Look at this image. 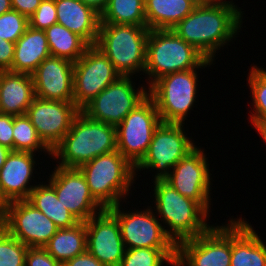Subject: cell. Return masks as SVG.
Masks as SVG:
<instances>
[{
  "label": "cell",
  "mask_w": 266,
  "mask_h": 266,
  "mask_svg": "<svg viewBox=\"0 0 266 266\" xmlns=\"http://www.w3.org/2000/svg\"><path fill=\"white\" fill-rule=\"evenodd\" d=\"M250 123L266 144V120H250Z\"/></svg>",
  "instance_id": "obj_42"
},
{
  "label": "cell",
  "mask_w": 266,
  "mask_h": 266,
  "mask_svg": "<svg viewBox=\"0 0 266 266\" xmlns=\"http://www.w3.org/2000/svg\"><path fill=\"white\" fill-rule=\"evenodd\" d=\"M46 180L56 192L57 199L79 222L105 210L92 196L86 179L78 168L55 165Z\"/></svg>",
  "instance_id": "obj_16"
},
{
  "label": "cell",
  "mask_w": 266,
  "mask_h": 266,
  "mask_svg": "<svg viewBox=\"0 0 266 266\" xmlns=\"http://www.w3.org/2000/svg\"><path fill=\"white\" fill-rule=\"evenodd\" d=\"M100 23L147 26L144 0H109Z\"/></svg>",
  "instance_id": "obj_29"
},
{
  "label": "cell",
  "mask_w": 266,
  "mask_h": 266,
  "mask_svg": "<svg viewBox=\"0 0 266 266\" xmlns=\"http://www.w3.org/2000/svg\"><path fill=\"white\" fill-rule=\"evenodd\" d=\"M230 266H266V244L244 218H231Z\"/></svg>",
  "instance_id": "obj_21"
},
{
  "label": "cell",
  "mask_w": 266,
  "mask_h": 266,
  "mask_svg": "<svg viewBox=\"0 0 266 266\" xmlns=\"http://www.w3.org/2000/svg\"><path fill=\"white\" fill-rule=\"evenodd\" d=\"M0 144L13 151V115L0 113Z\"/></svg>",
  "instance_id": "obj_37"
},
{
  "label": "cell",
  "mask_w": 266,
  "mask_h": 266,
  "mask_svg": "<svg viewBox=\"0 0 266 266\" xmlns=\"http://www.w3.org/2000/svg\"><path fill=\"white\" fill-rule=\"evenodd\" d=\"M35 97L43 100L74 102V62L49 56L32 74Z\"/></svg>",
  "instance_id": "obj_19"
},
{
  "label": "cell",
  "mask_w": 266,
  "mask_h": 266,
  "mask_svg": "<svg viewBox=\"0 0 266 266\" xmlns=\"http://www.w3.org/2000/svg\"><path fill=\"white\" fill-rule=\"evenodd\" d=\"M177 248L126 249L120 266H165L176 261Z\"/></svg>",
  "instance_id": "obj_31"
},
{
  "label": "cell",
  "mask_w": 266,
  "mask_h": 266,
  "mask_svg": "<svg viewBox=\"0 0 266 266\" xmlns=\"http://www.w3.org/2000/svg\"><path fill=\"white\" fill-rule=\"evenodd\" d=\"M189 1L197 7V6H204V5L211 4L215 2L216 0H189Z\"/></svg>",
  "instance_id": "obj_45"
},
{
  "label": "cell",
  "mask_w": 266,
  "mask_h": 266,
  "mask_svg": "<svg viewBox=\"0 0 266 266\" xmlns=\"http://www.w3.org/2000/svg\"><path fill=\"white\" fill-rule=\"evenodd\" d=\"M205 60L199 51L171 29L150 30L144 69L147 86L149 88L164 75L197 69Z\"/></svg>",
  "instance_id": "obj_6"
},
{
  "label": "cell",
  "mask_w": 266,
  "mask_h": 266,
  "mask_svg": "<svg viewBox=\"0 0 266 266\" xmlns=\"http://www.w3.org/2000/svg\"><path fill=\"white\" fill-rule=\"evenodd\" d=\"M12 150L0 144V169L3 167L8 155Z\"/></svg>",
  "instance_id": "obj_43"
},
{
  "label": "cell",
  "mask_w": 266,
  "mask_h": 266,
  "mask_svg": "<svg viewBox=\"0 0 266 266\" xmlns=\"http://www.w3.org/2000/svg\"><path fill=\"white\" fill-rule=\"evenodd\" d=\"M51 56L77 62L90 46L78 34L55 23L45 30Z\"/></svg>",
  "instance_id": "obj_28"
},
{
  "label": "cell",
  "mask_w": 266,
  "mask_h": 266,
  "mask_svg": "<svg viewBox=\"0 0 266 266\" xmlns=\"http://www.w3.org/2000/svg\"><path fill=\"white\" fill-rule=\"evenodd\" d=\"M39 149V150H38ZM13 151L38 153L52 157V151L39 138L30 118L24 115L13 116Z\"/></svg>",
  "instance_id": "obj_30"
},
{
  "label": "cell",
  "mask_w": 266,
  "mask_h": 266,
  "mask_svg": "<svg viewBox=\"0 0 266 266\" xmlns=\"http://www.w3.org/2000/svg\"><path fill=\"white\" fill-rule=\"evenodd\" d=\"M50 55L45 31L28 26L15 43L12 72L32 75Z\"/></svg>",
  "instance_id": "obj_24"
},
{
  "label": "cell",
  "mask_w": 266,
  "mask_h": 266,
  "mask_svg": "<svg viewBox=\"0 0 266 266\" xmlns=\"http://www.w3.org/2000/svg\"><path fill=\"white\" fill-rule=\"evenodd\" d=\"M132 76H119L107 88L87 103L81 111L91 119L113 126L123 119L149 96L148 86L137 85Z\"/></svg>",
  "instance_id": "obj_9"
},
{
  "label": "cell",
  "mask_w": 266,
  "mask_h": 266,
  "mask_svg": "<svg viewBox=\"0 0 266 266\" xmlns=\"http://www.w3.org/2000/svg\"><path fill=\"white\" fill-rule=\"evenodd\" d=\"M184 124L161 123L155 130L143 159L134 167L138 171L149 170L156 179H164L171 169L197 145L187 136ZM186 133V134H185ZM156 170V171H155Z\"/></svg>",
  "instance_id": "obj_8"
},
{
  "label": "cell",
  "mask_w": 266,
  "mask_h": 266,
  "mask_svg": "<svg viewBox=\"0 0 266 266\" xmlns=\"http://www.w3.org/2000/svg\"><path fill=\"white\" fill-rule=\"evenodd\" d=\"M150 30L171 29L196 7L189 0H144Z\"/></svg>",
  "instance_id": "obj_25"
},
{
  "label": "cell",
  "mask_w": 266,
  "mask_h": 266,
  "mask_svg": "<svg viewBox=\"0 0 266 266\" xmlns=\"http://www.w3.org/2000/svg\"><path fill=\"white\" fill-rule=\"evenodd\" d=\"M161 123L156 104L148 96L116 126L117 150L135 167L146 154Z\"/></svg>",
  "instance_id": "obj_10"
},
{
  "label": "cell",
  "mask_w": 266,
  "mask_h": 266,
  "mask_svg": "<svg viewBox=\"0 0 266 266\" xmlns=\"http://www.w3.org/2000/svg\"><path fill=\"white\" fill-rule=\"evenodd\" d=\"M212 64L215 65L206 59L197 69L164 75L149 87V96L156 104L162 123L185 124L190 110L193 111L194 105H197L200 80L197 70Z\"/></svg>",
  "instance_id": "obj_7"
},
{
  "label": "cell",
  "mask_w": 266,
  "mask_h": 266,
  "mask_svg": "<svg viewBox=\"0 0 266 266\" xmlns=\"http://www.w3.org/2000/svg\"><path fill=\"white\" fill-rule=\"evenodd\" d=\"M115 150L116 127L91 119L80 110L69 132L52 150V157L58 166L78 168L99 155Z\"/></svg>",
  "instance_id": "obj_3"
},
{
  "label": "cell",
  "mask_w": 266,
  "mask_h": 266,
  "mask_svg": "<svg viewBox=\"0 0 266 266\" xmlns=\"http://www.w3.org/2000/svg\"><path fill=\"white\" fill-rule=\"evenodd\" d=\"M35 157V153L21 151H11L8 155L0 169V198L5 204L27 200L37 186V182L31 183L35 178L34 173H37L34 172L35 166L39 164Z\"/></svg>",
  "instance_id": "obj_20"
},
{
  "label": "cell",
  "mask_w": 266,
  "mask_h": 266,
  "mask_svg": "<svg viewBox=\"0 0 266 266\" xmlns=\"http://www.w3.org/2000/svg\"><path fill=\"white\" fill-rule=\"evenodd\" d=\"M28 26V18L11 9L0 15V38L16 43Z\"/></svg>",
  "instance_id": "obj_34"
},
{
  "label": "cell",
  "mask_w": 266,
  "mask_h": 266,
  "mask_svg": "<svg viewBox=\"0 0 266 266\" xmlns=\"http://www.w3.org/2000/svg\"><path fill=\"white\" fill-rule=\"evenodd\" d=\"M79 1L93 8L100 15L105 10L109 2V0H79Z\"/></svg>",
  "instance_id": "obj_41"
},
{
  "label": "cell",
  "mask_w": 266,
  "mask_h": 266,
  "mask_svg": "<svg viewBox=\"0 0 266 266\" xmlns=\"http://www.w3.org/2000/svg\"><path fill=\"white\" fill-rule=\"evenodd\" d=\"M122 204L123 202L108 210L119 222L122 240L126 249L141 247L177 248L167 236L152 206L147 205L144 210L138 211L139 209H135L133 212L123 209Z\"/></svg>",
  "instance_id": "obj_14"
},
{
  "label": "cell",
  "mask_w": 266,
  "mask_h": 266,
  "mask_svg": "<svg viewBox=\"0 0 266 266\" xmlns=\"http://www.w3.org/2000/svg\"><path fill=\"white\" fill-rule=\"evenodd\" d=\"M121 76L112 62L95 45H90L84 55L74 62L73 98L81 110L101 91Z\"/></svg>",
  "instance_id": "obj_15"
},
{
  "label": "cell",
  "mask_w": 266,
  "mask_h": 266,
  "mask_svg": "<svg viewBox=\"0 0 266 266\" xmlns=\"http://www.w3.org/2000/svg\"><path fill=\"white\" fill-rule=\"evenodd\" d=\"M204 151L196 146L171 169L164 180L182 196L198 202L210 213L213 179Z\"/></svg>",
  "instance_id": "obj_13"
},
{
  "label": "cell",
  "mask_w": 266,
  "mask_h": 266,
  "mask_svg": "<svg viewBox=\"0 0 266 266\" xmlns=\"http://www.w3.org/2000/svg\"><path fill=\"white\" fill-rule=\"evenodd\" d=\"M29 26L37 30H46L57 23L55 0H42L35 13L28 18Z\"/></svg>",
  "instance_id": "obj_35"
},
{
  "label": "cell",
  "mask_w": 266,
  "mask_h": 266,
  "mask_svg": "<svg viewBox=\"0 0 266 266\" xmlns=\"http://www.w3.org/2000/svg\"><path fill=\"white\" fill-rule=\"evenodd\" d=\"M149 33L147 26L100 23L95 46L121 76L144 75Z\"/></svg>",
  "instance_id": "obj_5"
},
{
  "label": "cell",
  "mask_w": 266,
  "mask_h": 266,
  "mask_svg": "<svg viewBox=\"0 0 266 266\" xmlns=\"http://www.w3.org/2000/svg\"><path fill=\"white\" fill-rule=\"evenodd\" d=\"M0 224L28 247L44 248L59 229L27 200L6 203L0 214Z\"/></svg>",
  "instance_id": "obj_12"
},
{
  "label": "cell",
  "mask_w": 266,
  "mask_h": 266,
  "mask_svg": "<svg viewBox=\"0 0 266 266\" xmlns=\"http://www.w3.org/2000/svg\"><path fill=\"white\" fill-rule=\"evenodd\" d=\"M25 266H62L45 248L29 247L26 253Z\"/></svg>",
  "instance_id": "obj_36"
},
{
  "label": "cell",
  "mask_w": 266,
  "mask_h": 266,
  "mask_svg": "<svg viewBox=\"0 0 266 266\" xmlns=\"http://www.w3.org/2000/svg\"><path fill=\"white\" fill-rule=\"evenodd\" d=\"M15 43L0 38V71H12Z\"/></svg>",
  "instance_id": "obj_38"
},
{
  "label": "cell",
  "mask_w": 266,
  "mask_h": 266,
  "mask_svg": "<svg viewBox=\"0 0 266 266\" xmlns=\"http://www.w3.org/2000/svg\"><path fill=\"white\" fill-rule=\"evenodd\" d=\"M42 0H11L12 8L20 14L30 18Z\"/></svg>",
  "instance_id": "obj_39"
},
{
  "label": "cell",
  "mask_w": 266,
  "mask_h": 266,
  "mask_svg": "<svg viewBox=\"0 0 266 266\" xmlns=\"http://www.w3.org/2000/svg\"><path fill=\"white\" fill-rule=\"evenodd\" d=\"M34 98L32 75L0 71V113L24 115Z\"/></svg>",
  "instance_id": "obj_23"
},
{
  "label": "cell",
  "mask_w": 266,
  "mask_h": 266,
  "mask_svg": "<svg viewBox=\"0 0 266 266\" xmlns=\"http://www.w3.org/2000/svg\"><path fill=\"white\" fill-rule=\"evenodd\" d=\"M227 223L214 224L200 236L179 243L171 266H230L231 218Z\"/></svg>",
  "instance_id": "obj_11"
},
{
  "label": "cell",
  "mask_w": 266,
  "mask_h": 266,
  "mask_svg": "<svg viewBox=\"0 0 266 266\" xmlns=\"http://www.w3.org/2000/svg\"><path fill=\"white\" fill-rule=\"evenodd\" d=\"M62 266H105L100 263L90 252L87 250L78 256L66 261Z\"/></svg>",
  "instance_id": "obj_40"
},
{
  "label": "cell",
  "mask_w": 266,
  "mask_h": 266,
  "mask_svg": "<svg viewBox=\"0 0 266 266\" xmlns=\"http://www.w3.org/2000/svg\"><path fill=\"white\" fill-rule=\"evenodd\" d=\"M80 109L74 102L43 100L35 97L26 115L42 142L52 151L69 132Z\"/></svg>",
  "instance_id": "obj_17"
},
{
  "label": "cell",
  "mask_w": 266,
  "mask_h": 266,
  "mask_svg": "<svg viewBox=\"0 0 266 266\" xmlns=\"http://www.w3.org/2000/svg\"><path fill=\"white\" fill-rule=\"evenodd\" d=\"M62 265L86 251L85 222L71 228L58 229L44 247Z\"/></svg>",
  "instance_id": "obj_27"
},
{
  "label": "cell",
  "mask_w": 266,
  "mask_h": 266,
  "mask_svg": "<svg viewBox=\"0 0 266 266\" xmlns=\"http://www.w3.org/2000/svg\"><path fill=\"white\" fill-rule=\"evenodd\" d=\"M78 169L84 175L93 198L104 209L126 202L125 198L130 197L129 191L134 188L131 186L137 180L134 166L118 150L99 155Z\"/></svg>",
  "instance_id": "obj_4"
},
{
  "label": "cell",
  "mask_w": 266,
  "mask_h": 266,
  "mask_svg": "<svg viewBox=\"0 0 266 266\" xmlns=\"http://www.w3.org/2000/svg\"><path fill=\"white\" fill-rule=\"evenodd\" d=\"M43 182L30 192L27 201L51 219L59 229L77 225L79 221L57 199L55 189L49 183Z\"/></svg>",
  "instance_id": "obj_26"
},
{
  "label": "cell",
  "mask_w": 266,
  "mask_h": 266,
  "mask_svg": "<svg viewBox=\"0 0 266 266\" xmlns=\"http://www.w3.org/2000/svg\"><path fill=\"white\" fill-rule=\"evenodd\" d=\"M4 207H5V203L0 198V214L3 211Z\"/></svg>",
  "instance_id": "obj_46"
},
{
  "label": "cell",
  "mask_w": 266,
  "mask_h": 266,
  "mask_svg": "<svg viewBox=\"0 0 266 266\" xmlns=\"http://www.w3.org/2000/svg\"><path fill=\"white\" fill-rule=\"evenodd\" d=\"M240 8L233 0H216L197 6L171 30L207 60L215 62L216 53L233 38L236 40L239 30H242L244 11Z\"/></svg>",
  "instance_id": "obj_1"
},
{
  "label": "cell",
  "mask_w": 266,
  "mask_h": 266,
  "mask_svg": "<svg viewBox=\"0 0 266 266\" xmlns=\"http://www.w3.org/2000/svg\"><path fill=\"white\" fill-rule=\"evenodd\" d=\"M248 85L251 93L252 112L250 120H266V69L254 65L248 73Z\"/></svg>",
  "instance_id": "obj_32"
},
{
  "label": "cell",
  "mask_w": 266,
  "mask_h": 266,
  "mask_svg": "<svg viewBox=\"0 0 266 266\" xmlns=\"http://www.w3.org/2000/svg\"><path fill=\"white\" fill-rule=\"evenodd\" d=\"M12 8L11 0H0V15L10 11Z\"/></svg>",
  "instance_id": "obj_44"
},
{
  "label": "cell",
  "mask_w": 266,
  "mask_h": 266,
  "mask_svg": "<svg viewBox=\"0 0 266 266\" xmlns=\"http://www.w3.org/2000/svg\"><path fill=\"white\" fill-rule=\"evenodd\" d=\"M152 183L153 210L176 246L182 241L200 236L213 226L207 222L209 213L198 202L182 196L164 179H156Z\"/></svg>",
  "instance_id": "obj_2"
},
{
  "label": "cell",
  "mask_w": 266,
  "mask_h": 266,
  "mask_svg": "<svg viewBox=\"0 0 266 266\" xmlns=\"http://www.w3.org/2000/svg\"><path fill=\"white\" fill-rule=\"evenodd\" d=\"M86 250L105 266H120L125 253L117 218L105 209L85 222Z\"/></svg>",
  "instance_id": "obj_18"
},
{
  "label": "cell",
  "mask_w": 266,
  "mask_h": 266,
  "mask_svg": "<svg viewBox=\"0 0 266 266\" xmlns=\"http://www.w3.org/2000/svg\"><path fill=\"white\" fill-rule=\"evenodd\" d=\"M57 23L82 37L89 45L98 39L100 14L79 0H55Z\"/></svg>",
  "instance_id": "obj_22"
},
{
  "label": "cell",
  "mask_w": 266,
  "mask_h": 266,
  "mask_svg": "<svg viewBox=\"0 0 266 266\" xmlns=\"http://www.w3.org/2000/svg\"><path fill=\"white\" fill-rule=\"evenodd\" d=\"M28 248L0 224V266H25Z\"/></svg>",
  "instance_id": "obj_33"
}]
</instances>
